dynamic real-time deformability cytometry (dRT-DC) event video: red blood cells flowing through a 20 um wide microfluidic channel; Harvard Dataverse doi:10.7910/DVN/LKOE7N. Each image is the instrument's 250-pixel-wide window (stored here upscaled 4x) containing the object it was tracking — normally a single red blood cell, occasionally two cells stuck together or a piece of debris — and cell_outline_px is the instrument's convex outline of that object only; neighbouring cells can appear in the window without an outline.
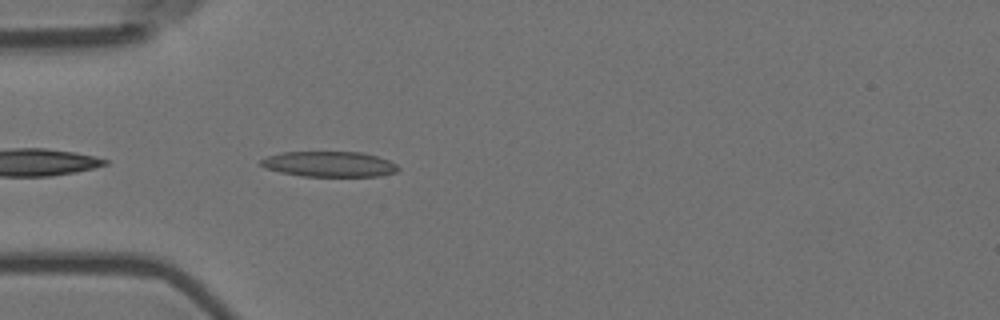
{"species": "Egyptian fruit bat (a non-hibernating species)", "species_latin": "Rousettus aegyptiacus", "temperature_condition": "room temperature", "stored_images_in_passage": 7, "camera_frame_rate_fps": 3000, "um_per_image_px": 0.085, "animal": {"sex": "female"}, "frame": {"image": 1, "passage_image": 3, "time_ms": 0.667, "image_size_px": [1000, 320], "cell_outline_px": [[400, 168], [396, 172], [380, 176], [304, 176], [280, 172], [264, 168], [260, 164], [260, 160], [268, 156], [284, 152], [360, 152], [376, 156], [388, 160], [396, 164]], "centroid_in_image_um": [27.99, 13.95], "position_along_channel_um": 57.0, "area_um2": 20.23}}
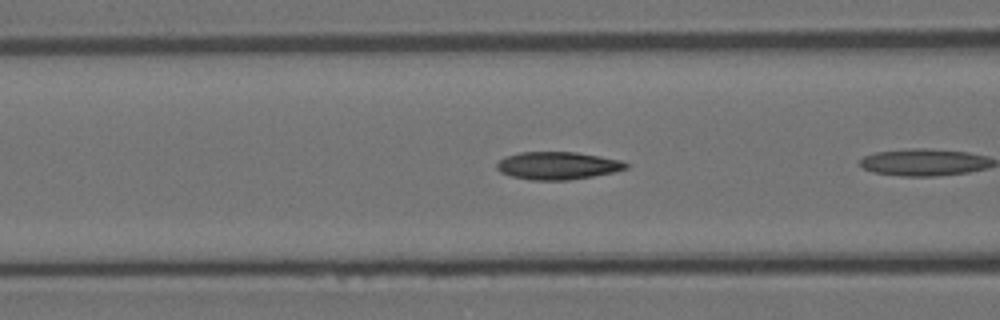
{"frame": {"image": 2, "passage_image": 6, "time_ms": 1.667, "image_size_px": [1000, 320], "cell_outline_px": [[628, 168], [616, 172], [568, 180], [532, 180], [512, 176], [500, 172], [496, 168], [496, 164], [504, 156], [520, 152], [576, 152], [600, 156], [620, 160], [628, 164]], "centroid_in_image_um": [47.39, 14.07], "position_along_channel_um": 119.2, "area_um2": 20.87}}